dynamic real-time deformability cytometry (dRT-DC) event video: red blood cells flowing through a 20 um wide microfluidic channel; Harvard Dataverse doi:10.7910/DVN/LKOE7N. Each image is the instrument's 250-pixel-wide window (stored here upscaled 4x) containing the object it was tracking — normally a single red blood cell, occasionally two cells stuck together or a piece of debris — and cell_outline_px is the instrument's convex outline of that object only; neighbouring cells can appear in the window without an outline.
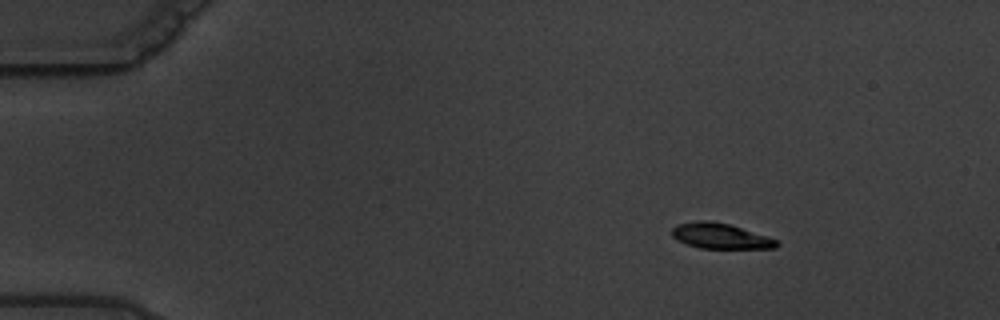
{"species": "common noctule bat (a hibernating species)", "species_latin": "Nyctalus noctula", "temperature_condition": "warm", "stored_images_in_passage": 5, "camera_frame_rate_fps": 3000, "um_per_image_px": 0.085, "animal": {"sex": "male", "body_mass_g": 19.5, "forearm_length_mm": 54.6}, "frame": {"image": 1, "passage_image": 1, "time_ms": 0.0, "image_size_px": [1000, 320], "cell_outline_px": [[780, 244], [776, 248], [700, 248], [688, 244], [672, 236], [672, 228], [676, 224], [696, 220], [708, 220], [728, 224], [768, 236], [776, 240]], "centroid_in_image_um": [61.23, 20.05], "position_along_channel_um": 23.8, "area_um2": 15.37}}